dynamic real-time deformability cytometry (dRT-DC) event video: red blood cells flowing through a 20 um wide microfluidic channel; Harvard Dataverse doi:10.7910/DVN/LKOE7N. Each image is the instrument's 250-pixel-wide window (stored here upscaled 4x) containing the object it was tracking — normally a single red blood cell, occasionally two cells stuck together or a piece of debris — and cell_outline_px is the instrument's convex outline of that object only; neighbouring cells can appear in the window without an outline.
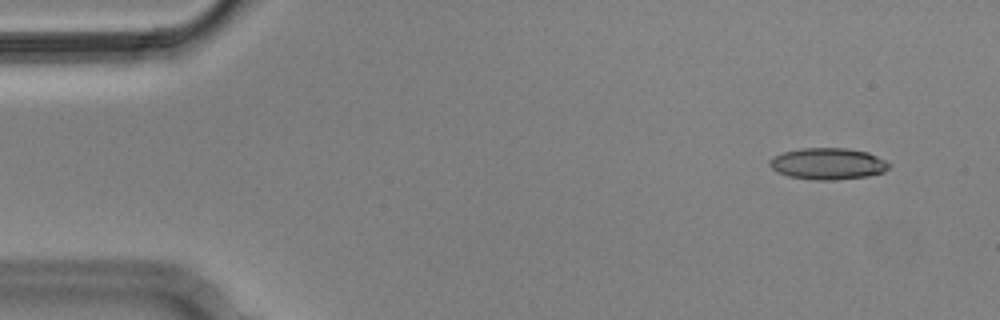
{"species": "Egyptian fruit bat (a non-hibernating species)", "species_latin": "Rousettus aegyptiacus", "temperature_condition": "cold", "stored_images_in_passage": 4, "camera_frame_rate_fps": 3000, "um_per_image_px": 0.085, "animal": {"sex": "male"}, "frame": {"image": 1, "passage_image": 1, "time_ms": 0.0, "image_size_px": [1000, 320], "cell_outline_px": [[892, 164], [884, 172], [868, 176], [836, 180], [816, 180], [788, 176], [776, 172], [768, 164], [768, 160], [772, 156], [784, 152], [800, 148], [848, 148], [868, 152]], "centroid_in_image_um": [70.35, 13.92], "position_along_channel_um": 14.7, "area_um2": 22.14}}